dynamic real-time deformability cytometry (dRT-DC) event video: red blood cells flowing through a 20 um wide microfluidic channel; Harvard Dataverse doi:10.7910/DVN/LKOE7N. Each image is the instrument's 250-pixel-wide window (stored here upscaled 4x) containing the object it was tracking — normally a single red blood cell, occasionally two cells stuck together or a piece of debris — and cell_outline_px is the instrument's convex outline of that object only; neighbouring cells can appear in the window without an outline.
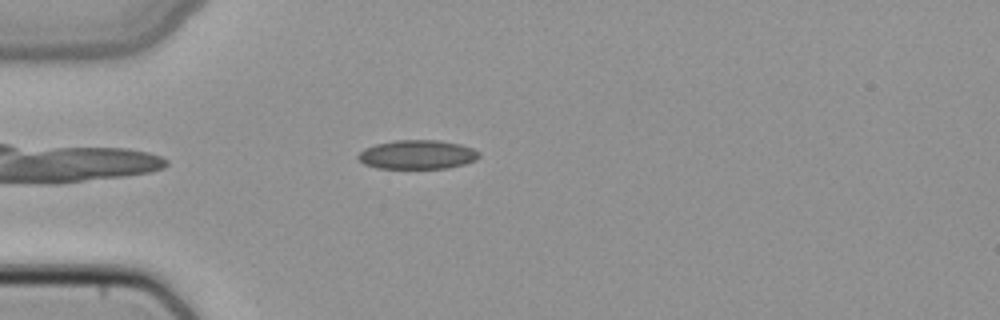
{"species": "common noctule bat (a hibernating species)", "species_latin": "Nyctalus noctula", "temperature_condition": "cold", "stored_images_in_passage": 29, "camera_frame_rate_fps": 3000, "um_per_image_px": 0.085, "animal": {"sex": "female", "body_mass_g": 22.7, "forearm_length_mm": 54.2}, "frame": {"image": 1, "passage_image": 1, "time_ms": 0.0, "image_size_px": [1000, 320], "cell_outline_px": [[480, 156], [476, 160], [464, 164], [448, 168], [376, 168], [364, 164], [356, 156], [364, 148], [376, 144], [396, 140], [440, 140], [460, 144], [472, 148], [480, 152]], "centroid_in_image_um": [35.48, 13.14], "position_along_channel_um": 49.5, "area_um2": 20.52}}
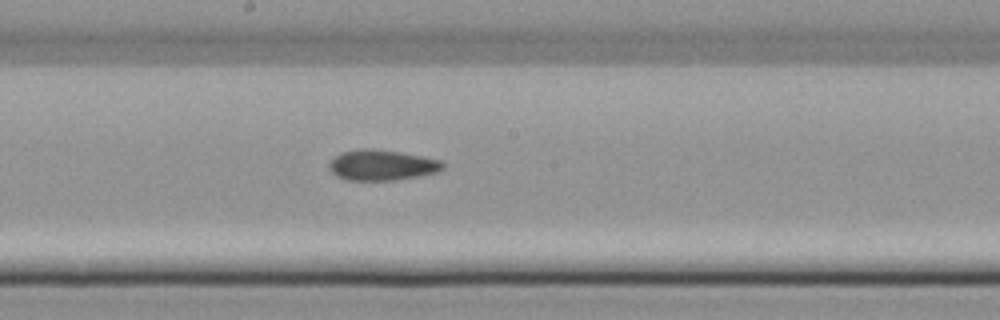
{"frame": {"image": 2, "passage_image": 14, "time_ms": 4.333, "image_size_px": [1000, 320], "cell_outline_px": [[444, 168], [436, 172], [420, 176], [396, 180], [344, 180], [336, 176], [328, 168], [328, 164], [340, 152], [360, 148], [372, 148], [400, 152], [440, 160], [444, 164]], "centroid_in_image_um": [32.42, 14.03], "position_along_channel_um": 215.8, "area_um2": 20.35}}
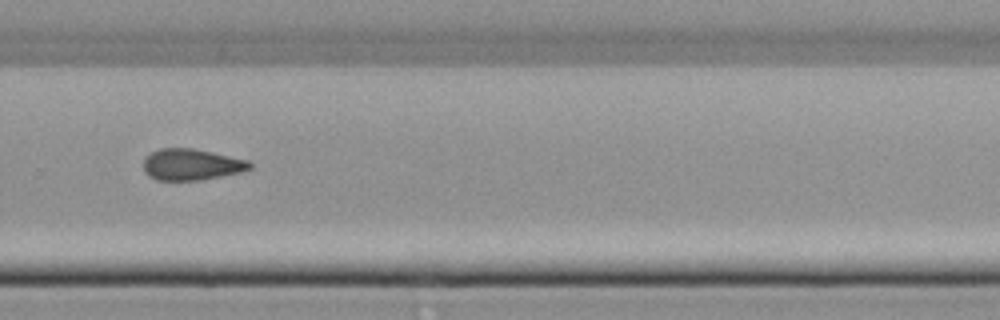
{"frame": {"image": 3, "passage_image": 21, "time_ms": 6.667, "image_size_px": [1000, 320], "cell_outline_px": [[252, 168], [240, 172], [200, 180], [156, 180], [148, 176], [144, 172], [144, 160], [152, 152], [160, 148], [192, 148], [212, 152], [248, 160], [252, 164]], "centroid_in_image_um": [16.27, 13.99], "position_along_channel_um": 313.5, "area_um2": 19.31}}